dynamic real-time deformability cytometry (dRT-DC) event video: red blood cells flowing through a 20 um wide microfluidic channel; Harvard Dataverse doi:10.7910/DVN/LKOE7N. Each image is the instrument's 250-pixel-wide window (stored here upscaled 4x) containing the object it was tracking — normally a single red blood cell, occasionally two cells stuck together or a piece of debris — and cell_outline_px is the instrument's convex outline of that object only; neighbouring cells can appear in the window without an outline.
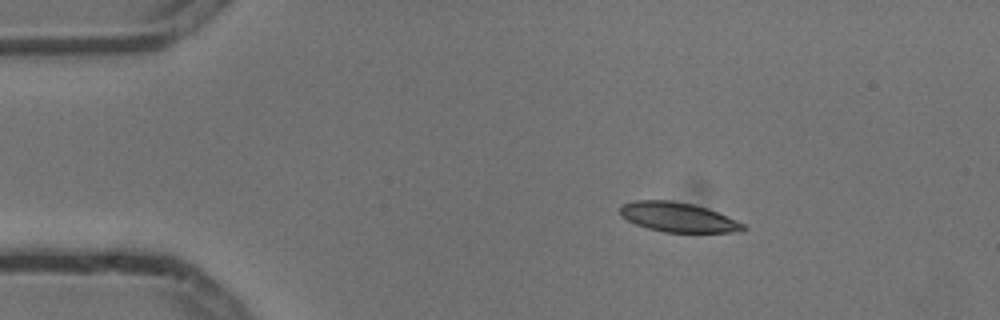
{"species": "common noctule bat (a hibernating species)", "species_latin": "Nyctalus noctula", "temperature_condition": "cold", "stored_images_in_passage": 3, "camera_frame_rate_fps": 3000, "um_per_image_px": 0.085, "animal": {"sex": "male", "body_mass_g": 13.3}, "frame": {"image": 1, "passage_image": 1, "time_ms": 0.0, "image_size_px": [1000, 320], "cell_outline_px": [[748, 228], [740, 232], [664, 232], [648, 228], [636, 224], [620, 216], [620, 204], [632, 200], [668, 200], [692, 204], [708, 208], [736, 220], [744, 224]], "centroid_in_image_um": [57.61, 18.46], "position_along_channel_um": 27.4, "area_um2": 21.27}}